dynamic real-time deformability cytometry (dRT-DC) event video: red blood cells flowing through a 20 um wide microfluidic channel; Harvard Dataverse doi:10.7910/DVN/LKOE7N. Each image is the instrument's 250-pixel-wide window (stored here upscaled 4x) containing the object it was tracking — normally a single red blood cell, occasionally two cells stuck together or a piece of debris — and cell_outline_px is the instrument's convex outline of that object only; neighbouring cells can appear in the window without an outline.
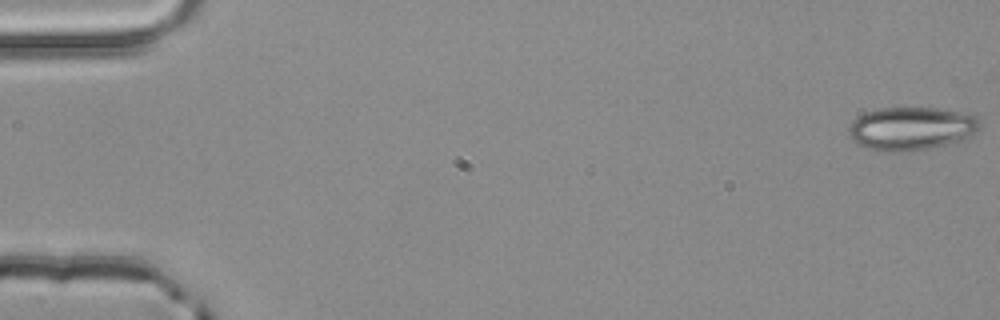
{"species": "common noctule bat (a hibernating species)", "species_latin": "Nyctalus noctula", "temperature_condition": "room temperature", "stored_images_in_passage": 5, "camera_frame_rate_fps": 3000, "um_per_image_px": 0.085, "animal": {"sex": "male", "body_mass_g": 20.4}, "frame": {"image": 1, "passage_image": 1, "time_ms": 0.0, "image_size_px": [1000, 320], "cell_outline_px": [[980, 128], [976, 132], [964, 140], [928, 148], [900, 152], [888, 152], [868, 148], [852, 140], [848, 132], [848, 128], [852, 120], [868, 112], [880, 108], [944, 108], [972, 112], [976, 116], [980, 124]], "centroid_in_image_um": [77.52, 10.91], "position_along_channel_um": 7.5, "area_um2": 33.29}}
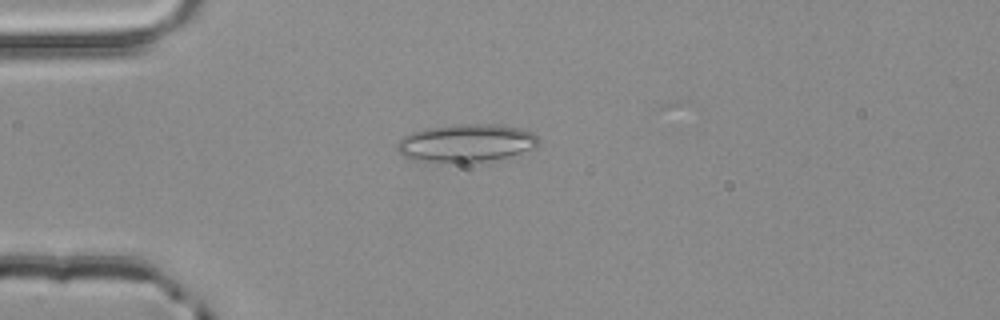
{"frame": {"image": 2, "passage_image": 4, "time_ms": 1.0, "image_size_px": [1000, 320], "cell_outline_px": [[540, 144], [536, 148], [508, 156], [460, 164], [416, 160], [404, 156], [396, 148], [396, 144], [404, 136], [412, 132], [424, 128], [452, 124], [496, 124], [520, 128], [532, 132], [540, 136]], "centroid_in_image_um": [39.65, 12.15], "position_along_channel_um": 45.4, "area_um2": 31.56}}